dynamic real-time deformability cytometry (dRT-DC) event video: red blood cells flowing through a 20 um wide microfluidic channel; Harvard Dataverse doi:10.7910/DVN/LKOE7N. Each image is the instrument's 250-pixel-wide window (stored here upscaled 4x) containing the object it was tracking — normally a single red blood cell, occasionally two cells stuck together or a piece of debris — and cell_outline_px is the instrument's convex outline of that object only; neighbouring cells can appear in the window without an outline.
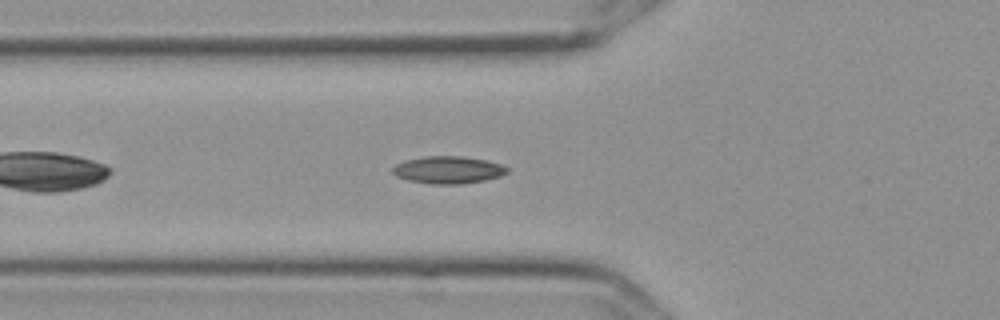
{"species": "Egyptian fruit bat (a non-hibernating species)", "species_latin": "Rousettus aegyptiacus", "temperature_condition": "cold", "stored_images_in_passage": 43, "camera_frame_rate_fps": 3000, "um_per_image_px": 0.085, "frame": {"image": 1, "passage_image": 7, "time_ms": 2.0, "image_size_px": [1000, 320], "cell_outline_px": [[508, 172], [500, 176], [484, 180], [460, 184], [432, 184], [408, 180], [396, 176], [392, 172], [392, 168], [396, 164], [404, 160], [424, 156], [464, 156], [488, 160], [500, 164], [508, 168]], "centroid_in_image_um": [38.08, 14.43], "position_along_channel_um": 87.7, "area_um2": 18.32}}
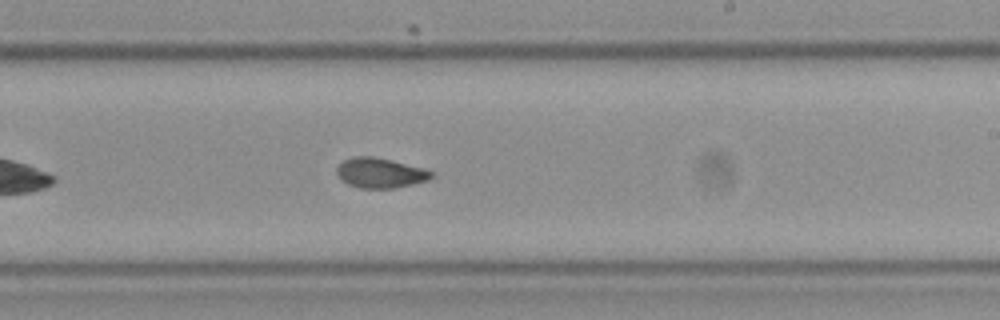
{"frame": {"image": 2, "passage_image": 21, "time_ms": 6.667, "image_size_px": [1000, 320], "cell_outline_px": [[432, 176], [428, 180], [412, 184], [392, 188], [360, 188], [348, 184], [336, 172], [336, 168], [344, 160], [352, 156], [372, 156], [392, 160], [424, 168], [432, 172]], "centroid_in_image_um": [32.31, 14.68], "position_along_channel_um": 256.7, "area_um2": 16.36}}
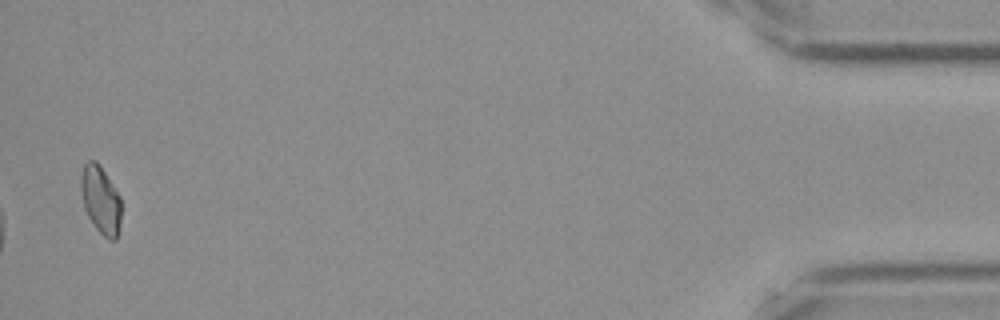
{"frame": {"image": 3, "passage_image": 42, "time_ms": 13.667, "image_size_px": [1000, 320], "cell_outline_px": [[120, 224], [116, 240], [108, 240], [96, 228], [88, 216], [84, 208], [80, 188], [80, 176], [84, 164], [88, 160], [96, 160], [100, 164], [120, 196]], "centroid_in_image_um": [8.54, 16.96], "position_along_channel_um": 426.7, "area_um2": 16.01}, "authors_computed_cell_mechanics": {"area_um2": 16.4152, "velocity_mm_per_s": 3.6018, "shape_relaxation_time_tau1_ms": null, "shape_relaxation_time_tau2_ms": 1.7326, "deformation_change_tau1": null, "deformation_change_tau2": 0.0604}}